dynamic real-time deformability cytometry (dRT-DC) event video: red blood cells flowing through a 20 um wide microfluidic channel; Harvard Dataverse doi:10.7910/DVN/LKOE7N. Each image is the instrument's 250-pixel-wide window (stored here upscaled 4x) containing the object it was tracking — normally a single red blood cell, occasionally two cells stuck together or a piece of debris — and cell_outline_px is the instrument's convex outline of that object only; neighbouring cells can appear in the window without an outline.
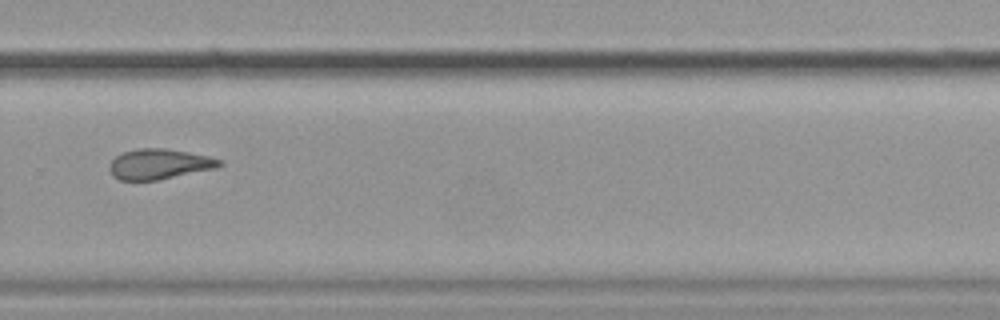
{"species": "common noctule bat (a hibernating species)", "species_latin": "Nyctalus noctula", "temperature_condition": "cold", "stored_images_in_passage": 15, "camera_frame_rate_fps": 3000, "um_per_image_px": 0.085, "animal": {"sex": "female", "body_mass_g": 19.9}, "frame": {"image": 1, "passage_image": 11, "time_ms": 12.667, "image_size_px": [1000, 320], "cell_outline_px": [[224, 164], [216, 168], [156, 180], [120, 180], [112, 176], [108, 168], [108, 164], [116, 156], [124, 152], [136, 148], [168, 148], [208, 156], [220, 160]], "centroid_in_image_um": [13.5, 13.94], "position_along_channel_um": 316.3, "area_um2": 19.42}, "authors_computed_cell_mechanics": {"area_um2": 20.9814, "velocity_mm_per_s": 3.548, "shape_relaxation_time_tau1_ms": 2.7982, "shape_relaxation_time_tau2_ms": 4.8205, "deformation_change_tau1": 0.0517, "deformation_change_tau2": 0.064}}